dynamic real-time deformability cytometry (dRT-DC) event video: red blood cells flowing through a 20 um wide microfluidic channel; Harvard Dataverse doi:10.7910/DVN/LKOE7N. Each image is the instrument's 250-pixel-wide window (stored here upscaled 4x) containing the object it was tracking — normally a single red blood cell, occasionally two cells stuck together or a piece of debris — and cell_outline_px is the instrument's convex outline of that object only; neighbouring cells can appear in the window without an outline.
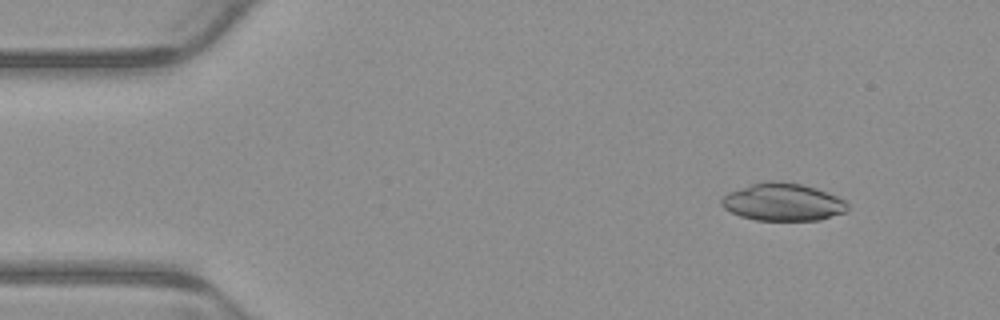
{"species": "common noctule bat (a hibernating species)", "species_latin": "Nyctalus noctula", "temperature_condition": "warm", "stored_images_in_passage": 3, "camera_frame_rate_fps": 3000, "um_per_image_px": 0.085, "animal": {"sex": "male", "body_mass_g": 23.1, "forearm_length_mm": 52.7}, "frame": {"image": 1, "passage_image": 2, "time_ms": 0.333, "image_size_px": [1000, 320], "cell_outline_px": [[848, 208], [844, 212], [820, 220], [756, 220], [740, 216], [724, 208], [720, 204], [720, 200], [728, 192], [764, 180], [772, 180], [800, 184], [816, 188], [836, 196], [844, 200], [848, 204]], "centroid_in_image_um": [66.52, 17.17], "position_along_channel_um": 18.5, "area_um2": 27.46}}